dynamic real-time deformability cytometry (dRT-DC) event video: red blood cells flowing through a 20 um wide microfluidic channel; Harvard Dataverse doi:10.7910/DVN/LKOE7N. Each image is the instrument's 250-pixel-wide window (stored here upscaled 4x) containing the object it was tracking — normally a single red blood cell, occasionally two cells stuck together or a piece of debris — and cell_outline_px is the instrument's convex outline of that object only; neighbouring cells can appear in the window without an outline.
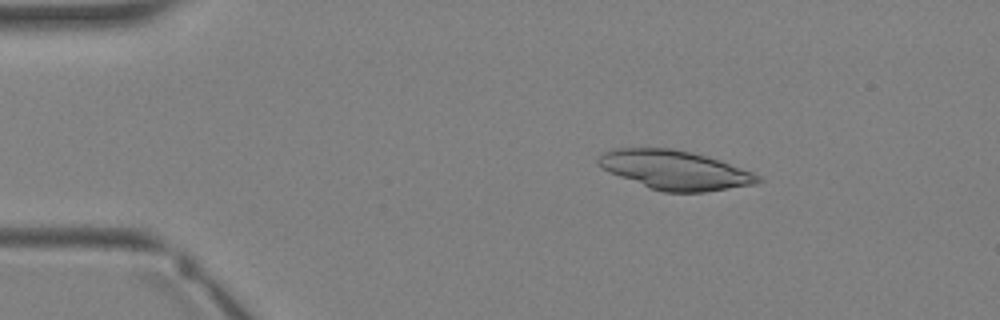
{"species": "Egyptian fruit bat (a non-hibernating species)", "species_latin": "Rousettus aegyptiacus", "temperature_condition": "warm", "stored_images_in_passage": 2, "camera_frame_rate_fps": 3000, "um_per_image_px": 0.085, "animal": {"sex": "female"}, "frame": {"image": 1, "passage_image": 1, "time_ms": 0.0, "image_size_px": [1000, 320], "cell_outline_px": [[764, 180], [756, 184], [704, 192], [664, 192], [648, 188], [608, 172], [596, 164], [596, 160], [604, 152], [616, 148], [672, 148], [692, 152], [720, 160], [752, 172], [760, 176]], "centroid_in_image_um": [57.35, 14.45], "position_along_channel_um": 27.7, "area_um2": 36.47}}